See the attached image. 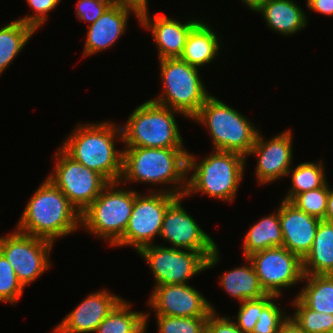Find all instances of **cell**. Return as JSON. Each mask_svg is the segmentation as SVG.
Wrapping results in <instances>:
<instances>
[{"mask_svg": "<svg viewBox=\"0 0 333 333\" xmlns=\"http://www.w3.org/2000/svg\"><path fill=\"white\" fill-rule=\"evenodd\" d=\"M79 225L81 214L47 178L30 198L16 229L54 243L57 237L75 232Z\"/></svg>", "mask_w": 333, "mask_h": 333, "instance_id": "cell-1", "label": "cell"}, {"mask_svg": "<svg viewBox=\"0 0 333 333\" xmlns=\"http://www.w3.org/2000/svg\"><path fill=\"white\" fill-rule=\"evenodd\" d=\"M110 122L81 124L60 147L74 161L102 175L108 182H120L123 150H116L115 137L122 142L120 126Z\"/></svg>", "mask_w": 333, "mask_h": 333, "instance_id": "cell-2", "label": "cell"}, {"mask_svg": "<svg viewBox=\"0 0 333 333\" xmlns=\"http://www.w3.org/2000/svg\"><path fill=\"white\" fill-rule=\"evenodd\" d=\"M187 160L185 148L126 147L120 182L178 184L173 187L172 194L182 196L188 179Z\"/></svg>", "mask_w": 333, "mask_h": 333, "instance_id": "cell-3", "label": "cell"}, {"mask_svg": "<svg viewBox=\"0 0 333 333\" xmlns=\"http://www.w3.org/2000/svg\"><path fill=\"white\" fill-rule=\"evenodd\" d=\"M246 159L237 152L214 150L199 163L197 158L188 152L187 174L190 171L194 173L187 180L184 196L200 192L215 199L231 202L243 179Z\"/></svg>", "mask_w": 333, "mask_h": 333, "instance_id": "cell-4", "label": "cell"}, {"mask_svg": "<svg viewBox=\"0 0 333 333\" xmlns=\"http://www.w3.org/2000/svg\"><path fill=\"white\" fill-rule=\"evenodd\" d=\"M177 110L151 99L136 107L120 125L126 147L185 148L174 114Z\"/></svg>", "mask_w": 333, "mask_h": 333, "instance_id": "cell-5", "label": "cell"}, {"mask_svg": "<svg viewBox=\"0 0 333 333\" xmlns=\"http://www.w3.org/2000/svg\"><path fill=\"white\" fill-rule=\"evenodd\" d=\"M192 120L208 128L214 150L237 152L245 157H248L259 133L247 117L212 94Z\"/></svg>", "mask_w": 333, "mask_h": 333, "instance_id": "cell-6", "label": "cell"}, {"mask_svg": "<svg viewBox=\"0 0 333 333\" xmlns=\"http://www.w3.org/2000/svg\"><path fill=\"white\" fill-rule=\"evenodd\" d=\"M118 184L121 183L109 182L81 213L80 226L85 227L89 233L108 240L110 246H114L124 235L138 194L136 191L119 189Z\"/></svg>", "mask_w": 333, "mask_h": 333, "instance_id": "cell-7", "label": "cell"}, {"mask_svg": "<svg viewBox=\"0 0 333 333\" xmlns=\"http://www.w3.org/2000/svg\"><path fill=\"white\" fill-rule=\"evenodd\" d=\"M164 92L152 101L193 118L211 95L200 79L198 68L180 58L160 59Z\"/></svg>", "mask_w": 333, "mask_h": 333, "instance_id": "cell-8", "label": "cell"}, {"mask_svg": "<svg viewBox=\"0 0 333 333\" xmlns=\"http://www.w3.org/2000/svg\"><path fill=\"white\" fill-rule=\"evenodd\" d=\"M138 254L150 266L155 277V286L187 284L192 276L214 267L220 259L218 248L213 253H200L153 244L143 247Z\"/></svg>", "mask_w": 333, "mask_h": 333, "instance_id": "cell-9", "label": "cell"}, {"mask_svg": "<svg viewBox=\"0 0 333 333\" xmlns=\"http://www.w3.org/2000/svg\"><path fill=\"white\" fill-rule=\"evenodd\" d=\"M167 190V191H166ZM149 194H137L122 238L114 245L134 246L138 253L143 247L152 245L155 236H160L164 214L168 206L178 197L171 189H163Z\"/></svg>", "mask_w": 333, "mask_h": 333, "instance_id": "cell-10", "label": "cell"}, {"mask_svg": "<svg viewBox=\"0 0 333 333\" xmlns=\"http://www.w3.org/2000/svg\"><path fill=\"white\" fill-rule=\"evenodd\" d=\"M56 166L47 178L67 197L81 214L109 183L98 172L74 161L60 147Z\"/></svg>", "mask_w": 333, "mask_h": 333, "instance_id": "cell-11", "label": "cell"}, {"mask_svg": "<svg viewBox=\"0 0 333 333\" xmlns=\"http://www.w3.org/2000/svg\"><path fill=\"white\" fill-rule=\"evenodd\" d=\"M52 246L51 241L17 229L8 236H0V252L11 264L23 287L35 281L52 265L49 258Z\"/></svg>", "mask_w": 333, "mask_h": 333, "instance_id": "cell-12", "label": "cell"}, {"mask_svg": "<svg viewBox=\"0 0 333 333\" xmlns=\"http://www.w3.org/2000/svg\"><path fill=\"white\" fill-rule=\"evenodd\" d=\"M267 294L281 297V289L303 281L302 259L285 247H271L247 257Z\"/></svg>", "mask_w": 333, "mask_h": 333, "instance_id": "cell-13", "label": "cell"}, {"mask_svg": "<svg viewBox=\"0 0 333 333\" xmlns=\"http://www.w3.org/2000/svg\"><path fill=\"white\" fill-rule=\"evenodd\" d=\"M178 196L167 208L162 222L160 238L167 240L173 248L213 253L218 247L197 222L185 211Z\"/></svg>", "mask_w": 333, "mask_h": 333, "instance_id": "cell-14", "label": "cell"}, {"mask_svg": "<svg viewBox=\"0 0 333 333\" xmlns=\"http://www.w3.org/2000/svg\"><path fill=\"white\" fill-rule=\"evenodd\" d=\"M148 304L156 316L208 318L215 311L204 295L188 284L155 286Z\"/></svg>", "mask_w": 333, "mask_h": 333, "instance_id": "cell-15", "label": "cell"}, {"mask_svg": "<svg viewBox=\"0 0 333 333\" xmlns=\"http://www.w3.org/2000/svg\"><path fill=\"white\" fill-rule=\"evenodd\" d=\"M292 131L287 130L265 141L258 133L248 156L257 159L256 178L259 184H267L288 175L293 160Z\"/></svg>", "mask_w": 333, "mask_h": 333, "instance_id": "cell-16", "label": "cell"}, {"mask_svg": "<svg viewBox=\"0 0 333 333\" xmlns=\"http://www.w3.org/2000/svg\"><path fill=\"white\" fill-rule=\"evenodd\" d=\"M121 300L107 290L91 293L56 326L53 333H94Z\"/></svg>", "mask_w": 333, "mask_h": 333, "instance_id": "cell-17", "label": "cell"}, {"mask_svg": "<svg viewBox=\"0 0 333 333\" xmlns=\"http://www.w3.org/2000/svg\"><path fill=\"white\" fill-rule=\"evenodd\" d=\"M279 219L283 234L282 247L303 259L312 247L321 219L305 213L286 200L279 205Z\"/></svg>", "mask_w": 333, "mask_h": 333, "instance_id": "cell-18", "label": "cell"}, {"mask_svg": "<svg viewBox=\"0 0 333 333\" xmlns=\"http://www.w3.org/2000/svg\"><path fill=\"white\" fill-rule=\"evenodd\" d=\"M149 16L148 11L140 14L139 23L143 28L150 30L153 40L158 47V57L179 58L185 47L186 39L191 29L200 20H188L185 23L174 20L164 15Z\"/></svg>", "mask_w": 333, "mask_h": 333, "instance_id": "cell-19", "label": "cell"}, {"mask_svg": "<svg viewBox=\"0 0 333 333\" xmlns=\"http://www.w3.org/2000/svg\"><path fill=\"white\" fill-rule=\"evenodd\" d=\"M131 11L139 20L140 15L134 9L112 3L93 24H90L84 45V57L110 48L125 32Z\"/></svg>", "mask_w": 333, "mask_h": 333, "instance_id": "cell-20", "label": "cell"}, {"mask_svg": "<svg viewBox=\"0 0 333 333\" xmlns=\"http://www.w3.org/2000/svg\"><path fill=\"white\" fill-rule=\"evenodd\" d=\"M257 12L270 29L286 36L300 32L307 24L305 12L292 0H267Z\"/></svg>", "mask_w": 333, "mask_h": 333, "instance_id": "cell-21", "label": "cell"}, {"mask_svg": "<svg viewBox=\"0 0 333 333\" xmlns=\"http://www.w3.org/2000/svg\"><path fill=\"white\" fill-rule=\"evenodd\" d=\"M220 46L216 32L200 20L189 32L184 51L179 58L200 69L204 65H210L218 55Z\"/></svg>", "mask_w": 333, "mask_h": 333, "instance_id": "cell-22", "label": "cell"}, {"mask_svg": "<svg viewBox=\"0 0 333 333\" xmlns=\"http://www.w3.org/2000/svg\"><path fill=\"white\" fill-rule=\"evenodd\" d=\"M303 273L333 274V222L320 220L310 251L302 259Z\"/></svg>", "mask_w": 333, "mask_h": 333, "instance_id": "cell-23", "label": "cell"}, {"mask_svg": "<svg viewBox=\"0 0 333 333\" xmlns=\"http://www.w3.org/2000/svg\"><path fill=\"white\" fill-rule=\"evenodd\" d=\"M248 265L234 268L221 276L220 285L231 297L243 302L260 299L267 295L262 288L252 262L245 258Z\"/></svg>", "mask_w": 333, "mask_h": 333, "instance_id": "cell-24", "label": "cell"}, {"mask_svg": "<svg viewBox=\"0 0 333 333\" xmlns=\"http://www.w3.org/2000/svg\"><path fill=\"white\" fill-rule=\"evenodd\" d=\"M244 257L271 247H282L283 234L279 219V207L276 213L262 218L251 225L243 241Z\"/></svg>", "mask_w": 333, "mask_h": 333, "instance_id": "cell-25", "label": "cell"}, {"mask_svg": "<svg viewBox=\"0 0 333 333\" xmlns=\"http://www.w3.org/2000/svg\"><path fill=\"white\" fill-rule=\"evenodd\" d=\"M130 306V303L122 299L94 333H146L149 313L131 311Z\"/></svg>", "mask_w": 333, "mask_h": 333, "instance_id": "cell-26", "label": "cell"}, {"mask_svg": "<svg viewBox=\"0 0 333 333\" xmlns=\"http://www.w3.org/2000/svg\"><path fill=\"white\" fill-rule=\"evenodd\" d=\"M303 280L307 281V285L304 286L297 297L309 309L333 315V274H304Z\"/></svg>", "mask_w": 333, "mask_h": 333, "instance_id": "cell-27", "label": "cell"}, {"mask_svg": "<svg viewBox=\"0 0 333 333\" xmlns=\"http://www.w3.org/2000/svg\"><path fill=\"white\" fill-rule=\"evenodd\" d=\"M36 30L20 20L0 28V76L26 46Z\"/></svg>", "mask_w": 333, "mask_h": 333, "instance_id": "cell-28", "label": "cell"}, {"mask_svg": "<svg viewBox=\"0 0 333 333\" xmlns=\"http://www.w3.org/2000/svg\"><path fill=\"white\" fill-rule=\"evenodd\" d=\"M291 174L292 187L283 200L291 201L297 194L323 187L327 182L323 162H304L288 171Z\"/></svg>", "mask_w": 333, "mask_h": 333, "instance_id": "cell-29", "label": "cell"}, {"mask_svg": "<svg viewBox=\"0 0 333 333\" xmlns=\"http://www.w3.org/2000/svg\"><path fill=\"white\" fill-rule=\"evenodd\" d=\"M293 306L296 310L290 317L305 333H325L333 330V315L309 309L297 296Z\"/></svg>", "mask_w": 333, "mask_h": 333, "instance_id": "cell-30", "label": "cell"}, {"mask_svg": "<svg viewBox=\"0 0 333 333\" xmlns=\"http://www.w3.org/2000/svg\"><path fill=\"white\" fill-rule=\"evenodd\" d=\"M329 186L327 182L321 188L297 194L290 202L309 215L325 219Z\"/></svg>", "mask_w": 333, "mask_h": 333, "instance_id": "cell-31", "label": "cell"}, {"mask_svg": "<svg viewBox=\"0 0 333 333\" xmlns=\"http://www.w3.org/2000/svg\"><path fill=\"white\" fill-rule=\"evenodd\" d=\"M159 333H205L207 318L155 316Z\"/></svg>", "mask_w": 333, "mask_h": 333, "instance_id": "cell-32", "label": "cell"}, {"mask_svg": "<svg viewBox=\"0 0 333 333\" xmlns=\"http://www.w3.org/2000/svg\"><path fill=\"white\" fill-rule=\"evenodd\" d=\"M23 289L11 264L0 252V302L16 304L23 294Z\"/></svg>", "mask_w": 333, "mask_h": 333, "instance_id": "cell-33", "label": "cell"}, {"mask_svg": "<svg viewBox=\"0 0 333 333\" xmlns=\"http://www.w3.org/2000/svg\"><path fill=\"white\" fill-rule=\"evenodd\" d=\"M274 297L275 296L272 294H267L260 299L240 302V309L236 319L237 322H235L237 327L243 333H252L261 315V310Z\"/></svg>", "mask_w": 333, "mask_h": 333, "instance_id": "cell-34", "label": "cell"}, {"mask_svg": "<svg viewBox=\"0 0 333 333\" xmlns=\"http://www.w3.org/2000/svg\"><path fill=\"white\" fill-rule=\"evenodd\" d=\"M277 298L278 296H275L263 307L252 333H278L289 315H283L284 311L281 312L282 309L278 307L276 302H273Z\"/></svg>", "mask_w": 333, "mask_h": 333, "instance_id": "cell-35", "label": "cell"}, {"mask_svg": "<svg viewBox=\"0 0 333 333\" xmlns=\"http://www.w3.org/2000/svg\"><path fill=\"white\" fill-rule=\"evenodd\" d=\"M30 7L35 11L34 15H27L24 18L18 20L25 24L32 26L35 30H38L42 24L47 21V14L49 11L55 9L60 0H26Z\"/></svg>", "mask_w": 333, "mask_h": 333, "instance_id": "cell-36", "label": "cell"}, {"mask_svg": "<svg viewBox=\"0 0 333 333\" xmlns=\"http://www.w3.org/2000/svg\"><path fill=\"white\" fill-rule=\"evenodd\" d=\"M76 15L79 20L93 24L112 4V0H78Z\"/></svg>", "mask_w": 333, "mask_h": 333, "instance_id": "cell-37", "label": "cell"}, {"mask_svg": "<svg viewBox=\"0 0 333 333\" xmlns=\"http://www.w3.org/2000/svg\"><path fill=\"white\" fill-rule=\"evenodd\" d=\"M205 333H243L228 317H220L216 311H212L207 318Z\"/></svg>", "mask_w": 333, "mask_h": 333, "instance_id": "cell-38", "label": "cell"}, {"mask_svg": "<svg viewBox=\"0 0 333 333\" xmlns=\"http://www.w3.org/2000/svg\"><path fill=\"white\" fill-rule=\"evenodd\" d=\"M307 7L315 12L333 16V0H306Z\"/></svg>", "mask_w": 333, "mask_h": 333, "instance_id": "cell-39", "label": "cell"}, {"mask_svg": "<svg viewBox=\"0 0 333 333\" xmlns=\"http://www.w3.org/2000/svg\"><path fill=\"white\" fill-rule=\"evenodd\" d=\"M112 3L130 7L139 15L148 11V0H112Z\"/></svg>", "mask_w": 333, "mask_h": 333, "instance_id": "cell-40", "label": "cell"}, {"mask_svg": "<svg viewBox=\"0 0 333 333\" xmlns=\"http://www.w3.org/2000/svg\"><path fill=\"white\" fill-rule=\"evenodd\" d=\"M278 333H305L301 327L290 317L283 322Z\"/></svg>", "mask_w": 333, "mask_h": 333, "instance_id": "cell-41", "label": "cell"}, {"mask_svg": "<svg viewBox=\"0 0 333 333\" xmlns=\"http://www.w3.org/2000/svg\"><path fill=\"white\" fill-rule=\"evenodd\" d=\"M326 221L333 222V188L329 190V195L327 199V209L325 219Z\"/></svg>", "mask_w": 333, "mask_h": 333, "instance_id": "cell-42", "label": "cell"}, {"mask_svg": "<svg viewBox=\"0 0 333 333\" xmlns=\"http://www.w3.org/2000/svg\"><path fill=\"white\" fill-rule=\"evenodd\" d=\"M267 0H242L250 10L257 11Z\"/></svg>", "mask_w": 333, "mask_h": 333, "instance_id": "cell-43", "label": "cell"}, {"mask_svg": "<svg viewBox=\"0 0 333 333\" xmlns=\"http://www.w3.org/2000/svg\"><path fill=\"white\" fill-rule=\"evenodd\" d=\"M325 333H333V330H331V331H327V332H325Z\"/></svg>", "mask_w": 333, "mask_h": 333, "instance_id": "cell-44", "label": "cell"}]
</instances>
